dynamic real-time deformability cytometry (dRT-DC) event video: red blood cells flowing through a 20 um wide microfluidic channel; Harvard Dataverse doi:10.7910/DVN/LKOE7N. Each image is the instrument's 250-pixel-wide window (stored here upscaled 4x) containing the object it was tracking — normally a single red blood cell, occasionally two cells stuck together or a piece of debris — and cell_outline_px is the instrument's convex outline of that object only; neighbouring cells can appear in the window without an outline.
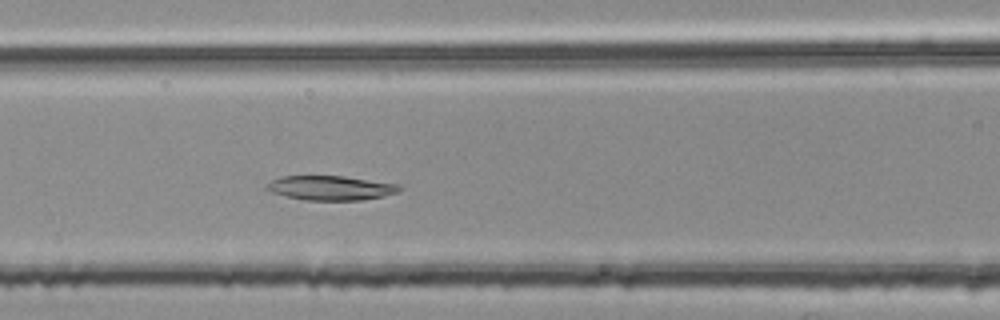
{"species": "common noctule bat (a hibernating species)", "species_latin": "Nyctalus noctula", "temperature_condition": "room temperature", "stored_images_in_passage": 42, "camera_frame_rate_fps": 3000, "um_per_image_px": 0.085, "animal": {"sex": "female", "body_mass_g": 25.1}, "frame": {"image": 1, "passage_image": 12, "time_ms": 3.667, "image_size_px": [1000, 320], "cell_outline_px": [[404, 188], [400, 192], [384, 196], [360, 200], [304, 200], [284, 196], [272, 192], [264, 188], [272, 180], [280, 176], [344, 176], [400, 184]], "centroid_in_image_um": [28.15, 15.97], "position_along_channel_um": 138.4, "area_um2": 19.07}}
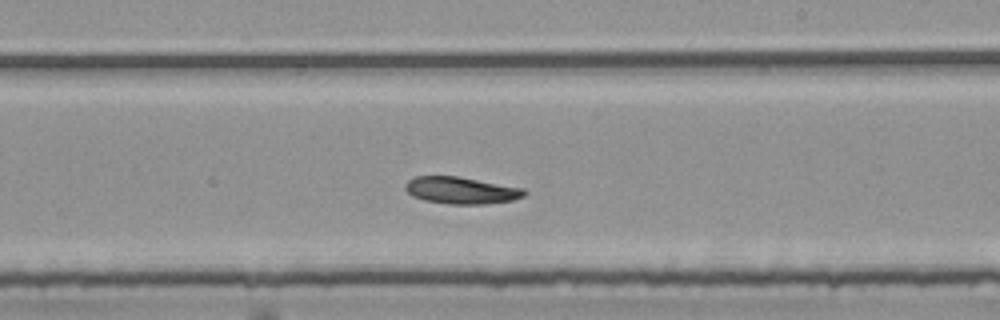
{"frame": {"image": 2, "passage_image": 21, "time_ms": 6.667, "image_size_px": [1000, 320], "cell_outline_px": [[528, 192], [524, 196], [512, 200], [484, 204], [448, 204], [424, 200], [412, 196], [404, 188], [404, 184], [408, 180], [416, 176], [456, 176], [524, 188]], "centroid_in_image_um": [39.18, 16.18], "position_along_channel_um": 249.8, "area_um2": 18.67}}
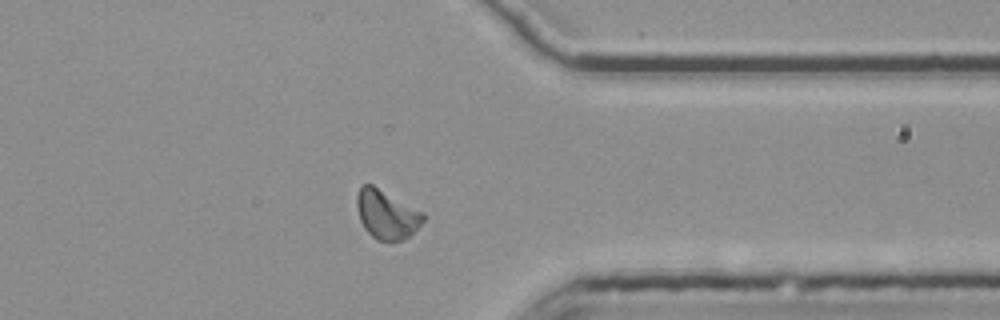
{"frame": {"image": 3, "passage_image": 32, "time_ms": 10.333, "image_size_px": [1000, 320], "cell_outline_px": [[424, 220], [404, 240], [392, 244], [376, 240], [364, 228], [360, 220], [356, 204], [356, 196], [360, 184], [372, 184], [424, 212]], "centroid_in_image_um": [32.84, 18.24], "position_along_channel_um": 378.6, "area_um2": 19.25}}